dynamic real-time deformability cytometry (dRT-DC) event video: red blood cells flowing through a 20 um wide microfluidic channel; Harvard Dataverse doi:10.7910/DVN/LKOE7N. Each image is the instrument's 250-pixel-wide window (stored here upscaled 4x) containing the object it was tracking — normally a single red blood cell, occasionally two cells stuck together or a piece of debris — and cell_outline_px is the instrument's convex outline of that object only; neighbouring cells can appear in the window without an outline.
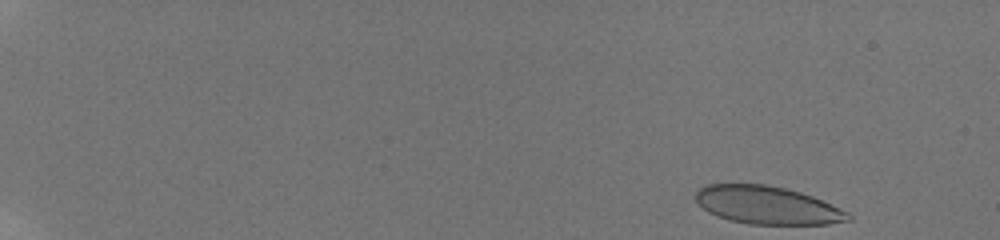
{"species": "human", "species_latin": "Homo sapiens", "temperature_condition": "room temperature", "stored_images_in_passage": 26, "camera_frame_rate_fps": 3000, "um_per_image_px": 0.085, "donor": {"sex": "male"}, "frame": {"image": 1, "passage_image": 1, "time_ms": 0.0, "image_size_px": [1000, 240], "cell_outline_px": [[852, 220], [828, 224], [748, 224], [728, 220], [716, 216], [708, 212], [696, 200], [696, 192], [700, 188], [708, 184], [764, 184], [784, 188], [800, 192], [812, 196], [848, 212], [852, 216]], "centroid_in_image_um": [65.22, 17.45], "position_along_channel_um": 19.8, "area_um2": 33.58}}
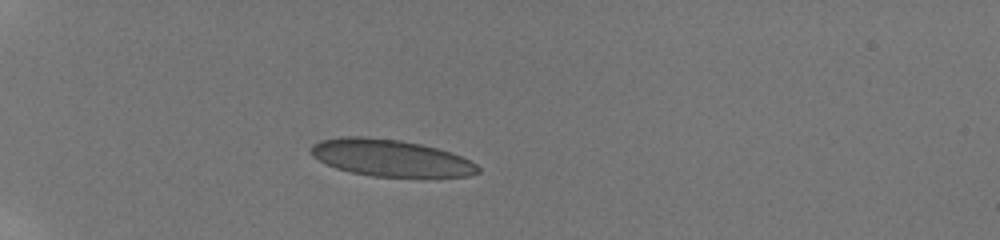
{"frame": {"image": 2, "passage_image": 20, "time_ms": 4.333, "image_size_px": [1000, 240], "cell_outline_px": [[480, 172], [468, 176], [372, 176], [352, 172], [336, 168], [312, 156], [308, 152], [308, 148], [312, 144], [320, 140], [340, 136], [364, 136], [400, 140], [420, 144], [436, 148], [460, 156], [476, 164], [480, 168]], "centroid_in_image_um": [33.12, 13.4], "position_along_channel_um": 51.9, "area_um2": 35.6}}